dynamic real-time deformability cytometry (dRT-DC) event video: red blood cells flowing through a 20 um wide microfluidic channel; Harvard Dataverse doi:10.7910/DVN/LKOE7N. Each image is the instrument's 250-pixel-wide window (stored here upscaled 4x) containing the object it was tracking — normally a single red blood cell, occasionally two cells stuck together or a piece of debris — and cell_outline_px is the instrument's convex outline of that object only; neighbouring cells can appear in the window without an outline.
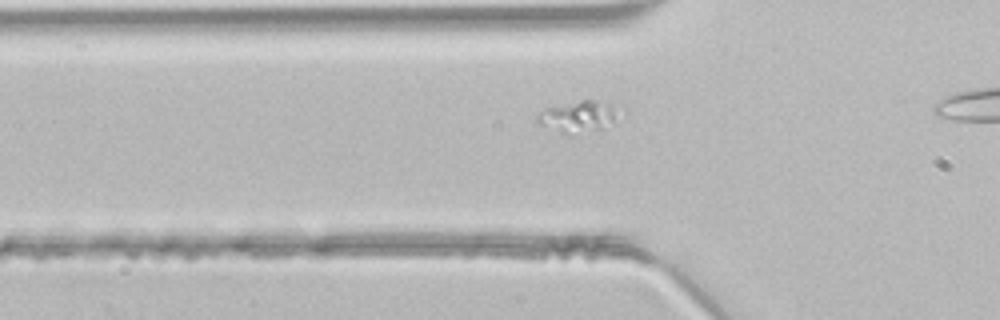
{"species": "common noctule bat (a hibernating species)", "species_latin": "Nyctalus noctula", "temperature_condition": "room temperature", "stored_images_in_passage": 18, "segment_of_instrument_passage": [2, 2], "camera_frame_rate_fps": 3000, "um_per_image_px": 0.085, "animal": {"sex": "male", "body_mass_g": 21.5, "forearm_length_mm": 52.0}, "frame": {"image": 1, "passage_image": 10, "time_ms": 3.0, "image_size_px": [1000, 320], "cell_outline_px": [[628, 112], [604, 128], [564, 132], [540, 124], [536, 120], [536, 116], [540, 112], [548, 108], [580, 100], [608, 100], [628, 108]], "centroid_in_image_um": [49.44, 9.8], "position_along_channel_um": 76.4, "area_um2": 15.14}}
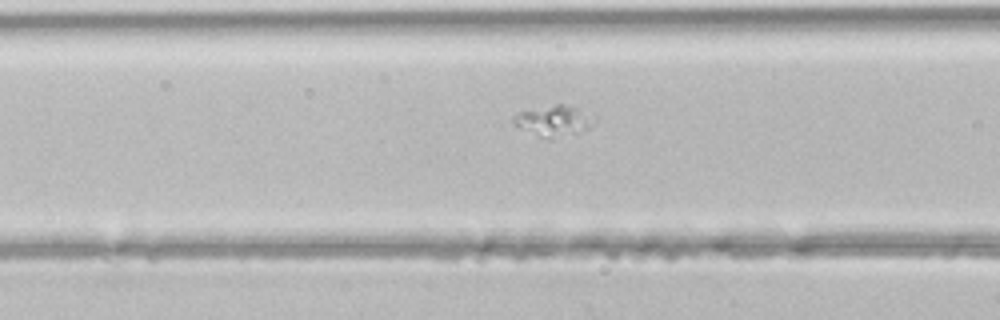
{"frame": {"image": 2, "passage_image": 13, "time_ms": 4.0, "image_size_px": [1000, 320], "cell_outline_px": [[596, 120], [588, 128], [552, 140], [540, 136], [512, 124], [512, 116], [516, 112], [556, 104], [564, 104], [576, 108], [596, 116]], "centroid_in_image_um": [47.04, 10.26], "position_along_channel_um": 119.6, "area_um2": 14.39}}
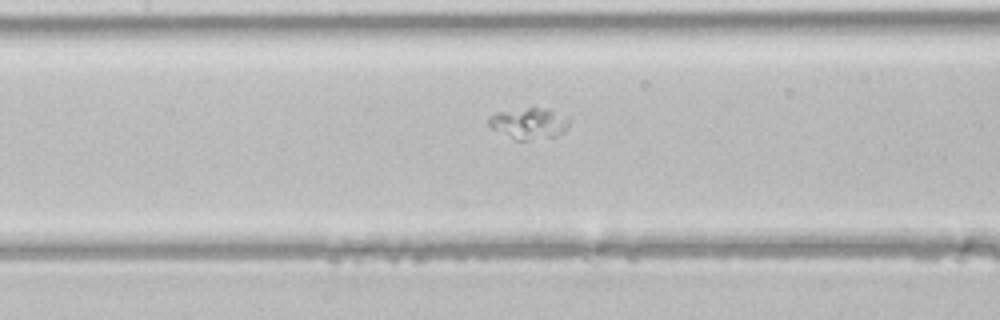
{"frame": {"image": 3, "passage_image": 16, "time_ms": 5.0, "image_size_px": [1000, 320], "cell_outline_px": [[568, 128], [564, 132], [556, 136], [528, 140], [516, 140], [492, 128], [488, 124], [488, 116], [496, 112], [528, 108], [548, 108], [568, 120]], "centroid_in_image_um": [44.93, 10.49], "position_along_channel_um": 162.5, "area_um2": 14.33}}